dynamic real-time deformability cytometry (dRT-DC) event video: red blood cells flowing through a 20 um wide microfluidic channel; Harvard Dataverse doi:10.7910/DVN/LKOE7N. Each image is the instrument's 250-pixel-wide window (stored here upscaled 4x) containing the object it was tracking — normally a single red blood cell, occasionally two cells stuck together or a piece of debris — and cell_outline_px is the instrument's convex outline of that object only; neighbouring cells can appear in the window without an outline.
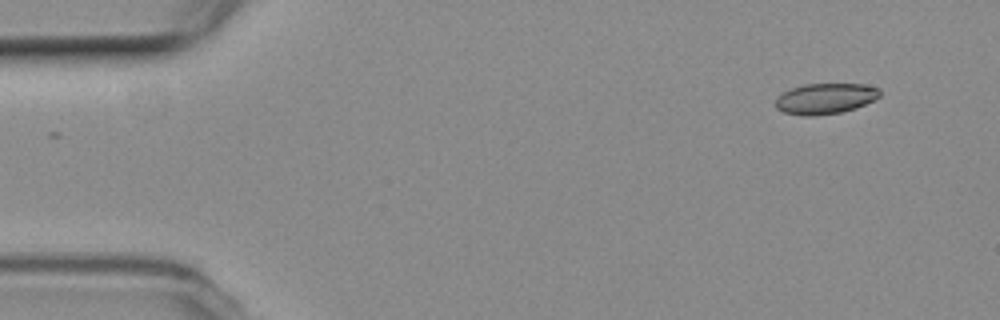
{"species": "common noctule bat (a hibernating species)", "species_latin": "Nyctalus noctula", "temperature_condition": "room temperature", "stored_images_in_passage": 46, "camera_frame_rate_fps": 3000, "um_per_image_px": 0.085, "animal": {"sex": "female", "body_mass_g": 19.3, "forearm_length_mm": 54.1}, "frame": {"image": 1, "passage_image": 1, "time_ms": 0.0, "image_size_px": [1000, 320], "cell_outline_px": [[880, 96], [856, 108], [840, 112], [812, 116], [804, 116], [784, 112], [776, 108], [776, 100], [784, 92], [792, 88], [804, 84], [864, 84], [880, 88]], "centroid_in_image_um": [70.16, 8.37], "position_along_channel_um": 14.8, "area_um2": 18.44}}
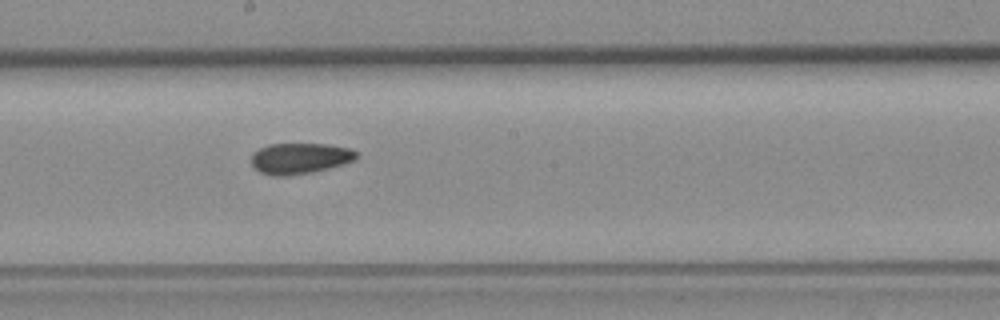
{"frame": {"image": 2, "passage_image": 26, "time_ms": 8.333, "image_size_px": [1000, 320], "cell_outline_px": [[356, 160], [344, 164], [312, 172], [284, 176], [272, 176], [260, 172], [252, 164], [252, 152], [268, 144], [328, 144], [352, 148], [356, 152]], "centroid_in_image_um": [25.5, 13.45], "position_along_channel_um": 222.7, "area_um2": 18.96}}
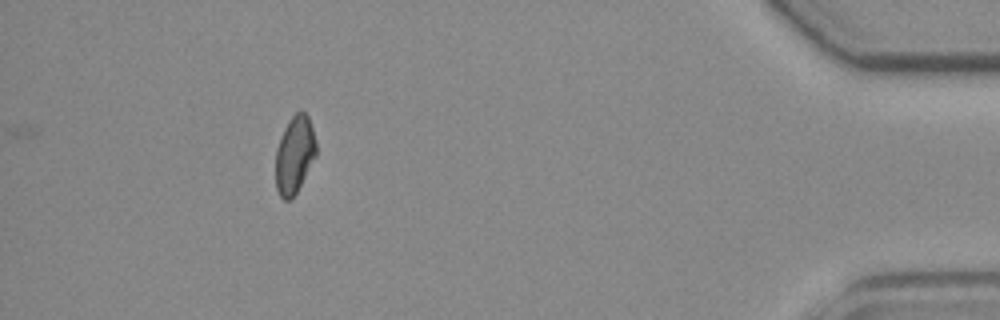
{"frame": {"image": 3, "passage_image": 46, "time_ms": 15.0, "image_size_px": [1000, 320], "cell_outline_px": [[316, 156], [296, 192], [288, 200], [284, 200], [280, 196], [276, 188], [276, 148], [284, 128], [288, 120], [300, 108], [308, 116], [316, 140]], "centroid_in_image_um": [25.03, 13.11], "position_along_channel_um": 410.2, "area_um2": 18.21}, "authors_computed_cell_mechanics": {"area_um2": 19.1029, "velocity_mm_per_s": 3.7686, "shape_relaxation_time_tau1_ms": null, "shape_relaxation_time_tau2_ms": 5.146, "deformation_change_tau1": null, "deformation_change_tau2": 0.0912}}